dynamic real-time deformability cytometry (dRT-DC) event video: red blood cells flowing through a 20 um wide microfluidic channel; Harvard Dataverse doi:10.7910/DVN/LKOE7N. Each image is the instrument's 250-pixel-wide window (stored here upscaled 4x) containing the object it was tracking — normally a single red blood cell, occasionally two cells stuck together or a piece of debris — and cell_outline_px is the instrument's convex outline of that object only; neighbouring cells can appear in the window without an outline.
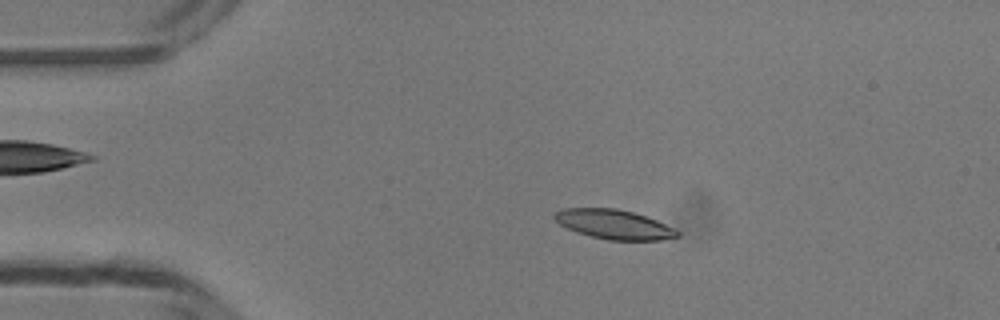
{"species": "common noctule bat (a hibernating species)", "species_latin": "Nyctalus noctula", "temperature_condition": "room temperature", "stored_images_in_passage": 49, "camera_frame_rate_fps": 3000, "um_per_image_px": 0.085, "animal": {"sex": "male", "body_mass_g": 13.3}, "frame": {"image": 1, "passage_image": 10, "time_ms": 3.0, "image_size_px": [1000, 320], "cell_outline_px": [[680, 236], [660, 240], [608, 240], [576, 232], [560, 224], [552, 216], [556, 212], [564, 208], [616, 208], [632, 212], [656, 220], [680, 232]], "centroid_in_image_um": [52.18, 19.07], "position_along_channel_um": 32.8, "area_um2": 20.81}}
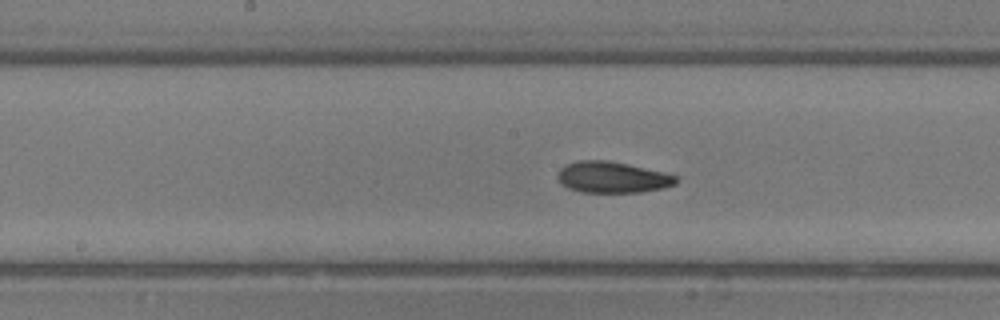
{"frame": {"image": 2, "passage_image": 25, "time_ms": 8.0, "image_size_px": [1000, 320], "cell_outline_px": [[676, 184], [664, 188], [640, 192], [580, 192], [568, 188], [556, 176], [560, 168], [568, 164], [580, 160], [608, 160], [628, 164], [664, 172], [676, 176]], "centroid_in_image_um": [52.05, 15.07], "position_along_channel_um": 196.1, "area_um2": 21.39}}
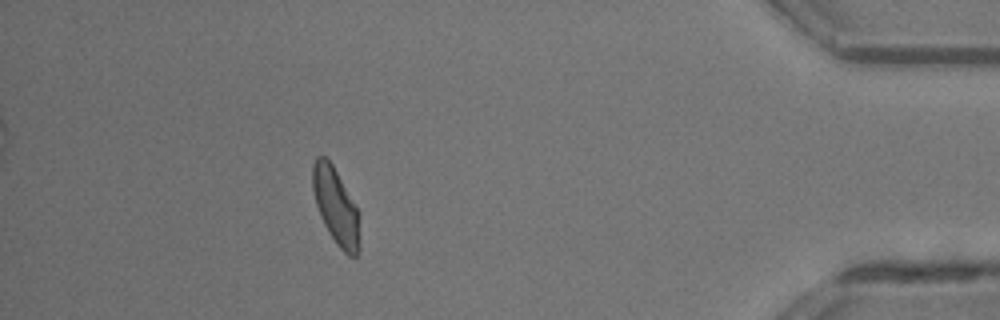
{"frame": {"image": 3, "passage_image": 44, "time_ms": 14.333, "image_size_px": [1000, 320], "cell_outline_px": [[360, 248], [356, 256], [348, 256], [336, 244], [328, 232], [320, 216], [316, 204], [312, 188], [312, 164], [316, 156], [324, 156], [332, 164], [360, 212]], "centroid_in_image_um": [28.57, 17.56], "position_along_channel_um": 406.6, "area_um2": 21.27}, "authors_computed_cell_mechanics": {"area_um2": 21.2126, "velocity_mm_per_s": 4.1836, "shape_relaxation_time_tau1_ms": 5.8637, "shape_relaxation_time_tau2_ms": 2.6499, "deformation_change_tau1": 0.1853, "deformation_change_tau2": 0.0843}}